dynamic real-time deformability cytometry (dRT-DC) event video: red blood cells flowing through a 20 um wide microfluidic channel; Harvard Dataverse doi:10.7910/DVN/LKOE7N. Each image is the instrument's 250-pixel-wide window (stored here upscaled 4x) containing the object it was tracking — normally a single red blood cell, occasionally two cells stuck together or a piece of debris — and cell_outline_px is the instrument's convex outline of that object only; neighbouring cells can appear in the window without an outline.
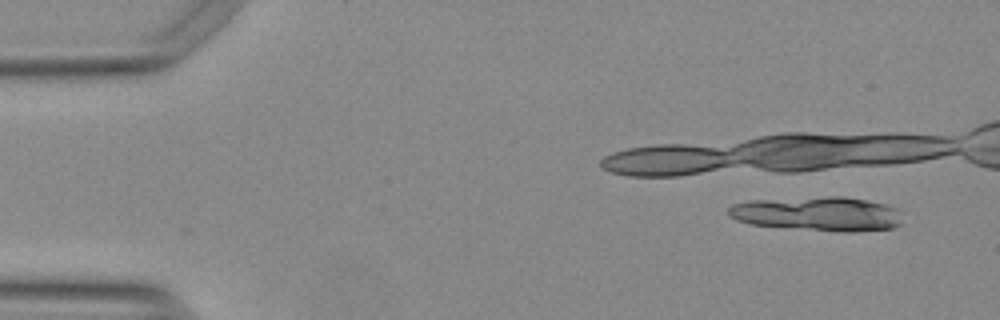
{"species": "Egyptian fruit bat (a non-hibernating species)", "species_latin": "Rousettus aegyptiacus", "temperature_condition": "warm", "stored_images_in_passage": 17, "camera_frame_rate_fps": 3000, "um_per_image_px": 0.085, "animal": {"sex": "female"}, "frame": {"image": 1, "passage_image": 1, "time_ms": 0.0, "image_size_px": [1000, 320], "cell_outline_px": [[900, 224], [892, 228], [856, 232], [836, 232], [752, 224], [736, 220], [728, 216], [728, 208], [732, 204], [752, 200], [832, 196], [844, 196], [868, 200], [884, 204], [896, 208]], "centroid_in_image_um": [69.49, 18.17], "position_along_channel_um": 15.5, "area_um2": 34.68}}